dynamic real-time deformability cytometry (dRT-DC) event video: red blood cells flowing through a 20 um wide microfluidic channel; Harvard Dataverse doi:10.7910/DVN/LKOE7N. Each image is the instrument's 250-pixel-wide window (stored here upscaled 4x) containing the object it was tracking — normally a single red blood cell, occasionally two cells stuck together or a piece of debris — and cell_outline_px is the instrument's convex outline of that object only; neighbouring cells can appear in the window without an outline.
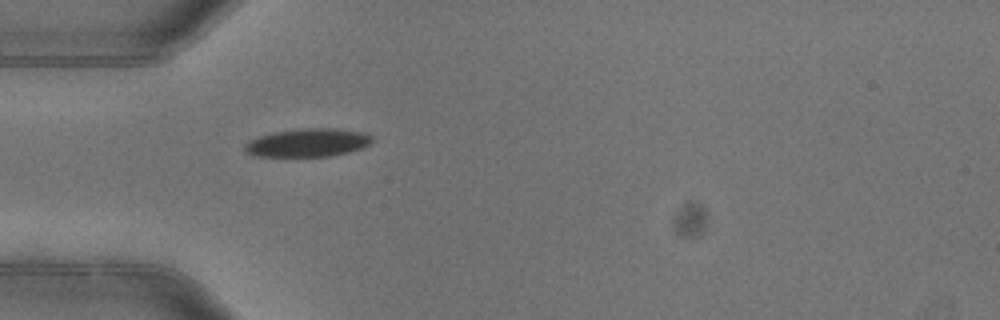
{"species": "common noctule bat (a hibernating species)", "species_latin": "Nyctalus noctula", "temperature_condition": "warm", "stored_images_in_passage": 1, "camera_frame_rate_fps": 3000, "um_per_image_px": 0.085, "animal": {"sex": "female"}, "frame": {"image": 1, "passage_image": 1, "time_ms": 0.0, "image_size_px": [1000, 320], "cell_outline_px": [[372, 140], [368, 144], [360, 148], [348, 152], [328, 156], [252, 156], [244, 152], [244, 144], [260, 136], [276, 132], [300, 128], [336, 128], [364, 132], [372, 136]], "centroid_in_image_um": [26.14, 12.12], "position_along_channel_um": 58.9, "area_um2": 20.81}}